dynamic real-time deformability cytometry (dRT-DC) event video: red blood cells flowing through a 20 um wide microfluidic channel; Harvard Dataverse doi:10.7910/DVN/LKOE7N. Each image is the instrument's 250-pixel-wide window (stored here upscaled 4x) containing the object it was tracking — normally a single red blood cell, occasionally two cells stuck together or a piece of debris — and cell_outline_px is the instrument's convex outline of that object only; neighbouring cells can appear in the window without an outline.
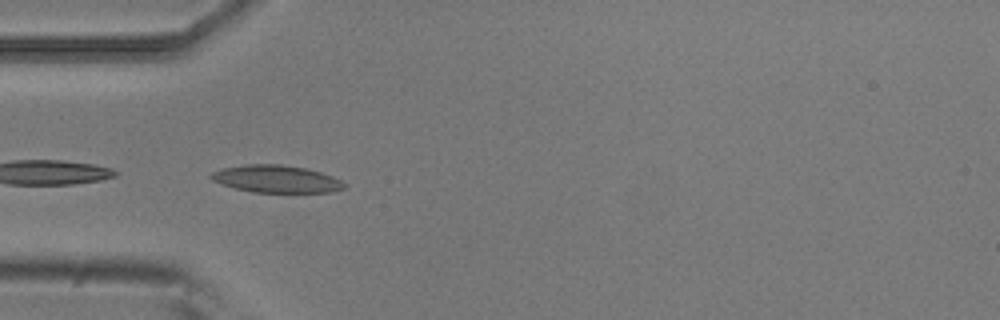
{"species": "common noctule bat (a hibernating species)", "species_latin": "Nyctalus noctula", "temperature_condition": "room temperature", "stored_images_in_passage": 5, "camera_frame_rate_fps": 3000, "um_per_image_px": 0.085, "animal": {"sex": "male", "body_mass_g": 20.5, "forearm_length_mm": 52.5}, "frame": {"image": 1, "passage_image": 4, "time_ms": 1.0, "image_size_px": [1000, 320], "cell_outline_px": [[348, 188], [328, 192], [252, 192], [236, 188], [212, 180], [208, 176], [212, 172], [224, 168], [244, 164], [280, 164], [304, 168], [320, 172], [332, 176], [348, 184]], "centroid_in_image_um": [23.52, 15.21], "position_along_channel_um": 61.5, "area_um2": 21.15}}